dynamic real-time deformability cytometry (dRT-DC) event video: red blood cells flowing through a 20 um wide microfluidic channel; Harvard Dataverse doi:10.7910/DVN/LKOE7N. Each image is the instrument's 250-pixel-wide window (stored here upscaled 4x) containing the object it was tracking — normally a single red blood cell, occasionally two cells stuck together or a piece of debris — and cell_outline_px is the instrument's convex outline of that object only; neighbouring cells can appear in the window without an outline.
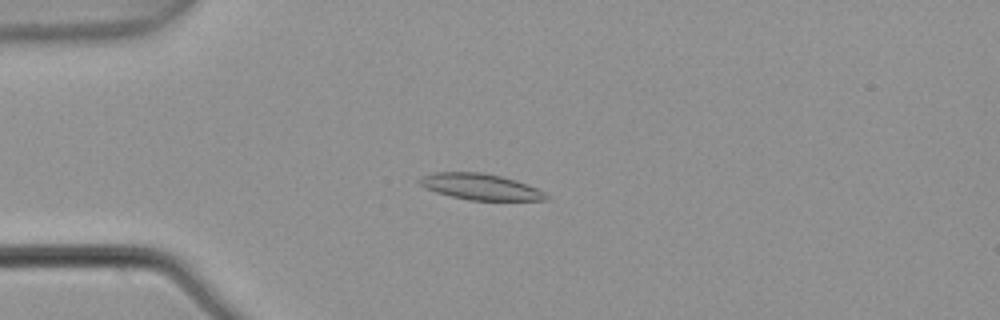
{"species": "common noctule bat (a hibernating species)", "species_latin": "Nyctalus noctula", "temperature_condition": "warm", "stored_images_in_passage": 6, "camera_frame_rate_fps": 3000, "um_per_image_px": 0.085, "animal": {"sex": "male", "body_mass_g": 21.5, "forearm_length_mm": 52.0}, "frame": {"image": 1, "passage_image": 3, "time_ms": 0.667, "image_size_px": [1000, 320], "cell_outline_px": [[552, 200], [472, 200], [452, 196], [436, 192], [424, 188], [416, 180], [420, 176], [432, 172], [480, 172], [500, 176], [516, 180], [536, 188], [544, 192]], "centroid_in_image_um": [40.8, 15.86], "position_along_channel_um": 44.2, "area_um2": 19.25}}
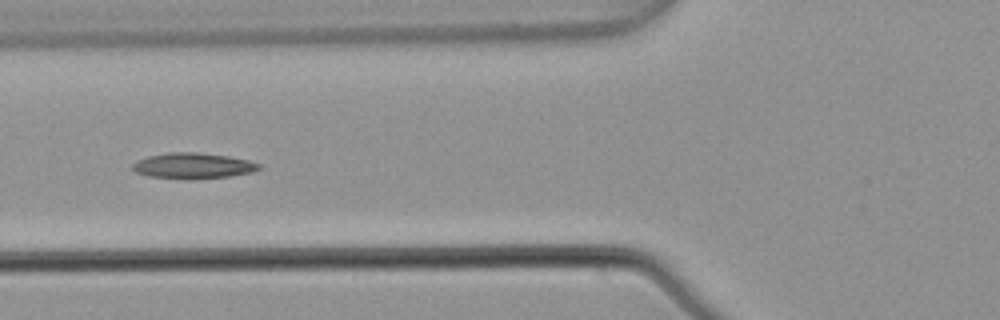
{"frame": {"image": 2, "passage_image": 5, "time_ms": 1.333, "image_size_px": [1000, 320], "cell_outline_px": [[264, 164], [260, 168], [252, 172], [228, 176], [192, 180], [148, 176], [136, 172], [132, 168], [132, 164], [136, 160], [148, 156], [168, 152], [196, 152], [228, 156], [248, 160]], "centroid_in_image_um": [16.41, 14.09], "position_along_channel_um": 109.4, "area_um2": 19.13}}
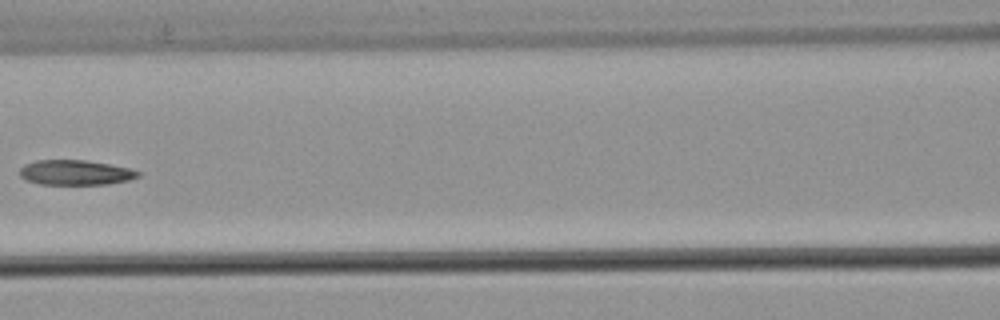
{"frame": {"image": 3, "passage_image": 6, "time_ms": 1.667, "image_size_px": [1000, 320], "cell_outline_px": [[140, 176], [128, 180], [108, 184], [40, 184], [24, 180], [20, 176], [20, 168], [24, 164], [36, 160], [84, 160], [108, 164], [128, 168], [140, 172]], "centroid_in_image_um": [6.37, 14.67], "position_along_channel_um": 160.2, "area_um2": 17.17}}